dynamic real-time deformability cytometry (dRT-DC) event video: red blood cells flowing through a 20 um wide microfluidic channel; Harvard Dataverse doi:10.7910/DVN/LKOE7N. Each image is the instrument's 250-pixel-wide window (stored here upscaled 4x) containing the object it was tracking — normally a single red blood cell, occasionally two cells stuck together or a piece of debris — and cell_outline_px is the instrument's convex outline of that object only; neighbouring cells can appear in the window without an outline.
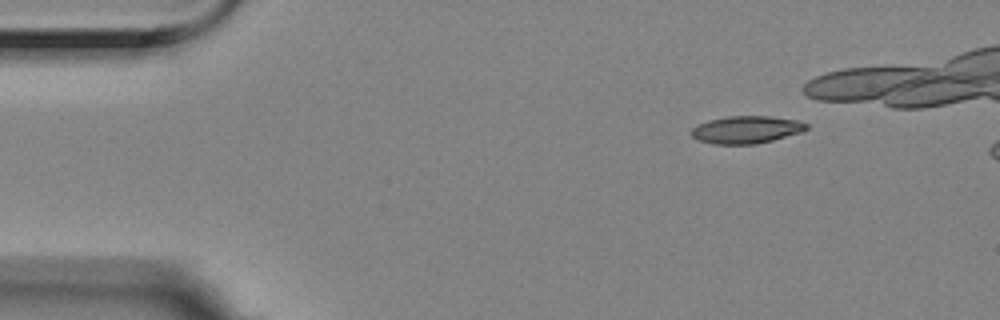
{"species": "Egyptian fruit bat (a non-hibernating species)", "species_latin": "Rousettus aegyptiacus", "temperature_condition": "room temperature", "stored_images_in_passage": 7, "camera_frame_rate_fps": 3000, "um_per_image_px": 0.085, "animal": {"sex": "female"}, "frame": {"image": 1, "passage_image": 1, "time_ms": 0.0, "image_size_px": [1000, 320], "cell_outline_px": [[808, 128], [800, 132], [772, 140], [756, 144], [712, 144], [700, 140], [692, 136], [692, 128], [696, 124], [708, 120], [728, 116], [768, 116], [796, 120], [808, 124]], "centroid_in_image_um": [63.41, 11.02], "position_along_channel_um": 21.6, "area_um2": 18.26}}